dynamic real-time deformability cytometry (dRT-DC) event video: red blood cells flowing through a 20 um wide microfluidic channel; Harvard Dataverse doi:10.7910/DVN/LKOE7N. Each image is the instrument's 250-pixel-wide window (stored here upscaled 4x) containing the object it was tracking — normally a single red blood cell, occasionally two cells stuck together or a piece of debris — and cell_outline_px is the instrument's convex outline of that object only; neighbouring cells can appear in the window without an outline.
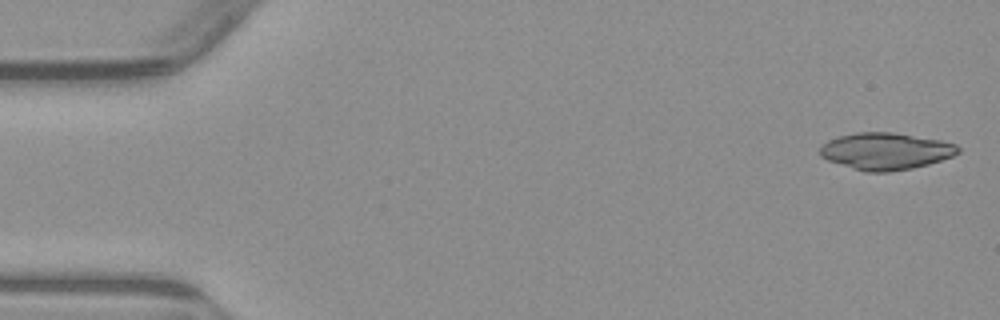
{"species": "common noctule bat (a hibernating species)", "species_latin": "Nyctalus noctula", "temperature_condition": "warm", "stored_images_in_passage": 4, "camera_frame_rate_fps": 3000, "um_per_image_px": 0.085, "animal": {"sex": "male", "body_mass_g": 23.1, "forearm_length_mm": 52.7}, "frame": {"image": 1, "passage_image": 1, "time_ms": 0.0, "image_size_px": [1000, 320], "cell_outline_px": [[960, 152], [952, 156], [928, 164], [912, 168], [888, 172], [864, 172], [828, 160], [820, 156], [820, 144], [828, 140], [840, 136], [856, 132], [892, 132], [940, 140], [956, 144], [960, 148]], "centroid_in_image_um": [75.26, 12.85], "position_along_channel_um": 9.7, "area_um2": 29.65}}